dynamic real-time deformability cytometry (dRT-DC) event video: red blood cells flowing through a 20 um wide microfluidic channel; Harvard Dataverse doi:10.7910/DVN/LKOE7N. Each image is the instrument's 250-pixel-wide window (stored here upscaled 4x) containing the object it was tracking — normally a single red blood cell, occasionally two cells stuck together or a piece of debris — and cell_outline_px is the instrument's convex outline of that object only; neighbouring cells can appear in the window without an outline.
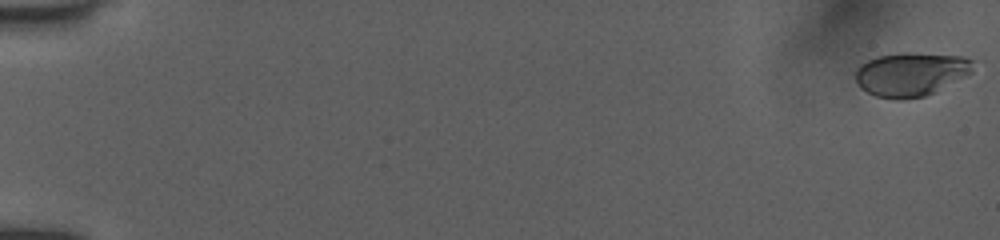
{"species": "human", "species_latin": "Homo sapiens", "temperature_condition": "room temperature", "stored_images_in_passage": 9, "camera_frame_rate_fps": 3000, "um_per_image_px": 0.085, "donor": {"sex": "female"}, "frame": {"image": 1, "passage_image": 1, "time_ms": 0.0, "image_size_px": [1000, 240], "cell_outline_px": [[972, 72], [936, 92], [924, 96], [900, 100], [896, 100], [876, 96], [860, 88], [856, 80], [856, 68], [860, 64], [868, 60], [880, 56], [904, 52], [964, 56], [972, 60]], "centroid_in_image_um": [77.42, 6.31], "position_along_channel_um": 7.6, "area_um2": 29.94}}
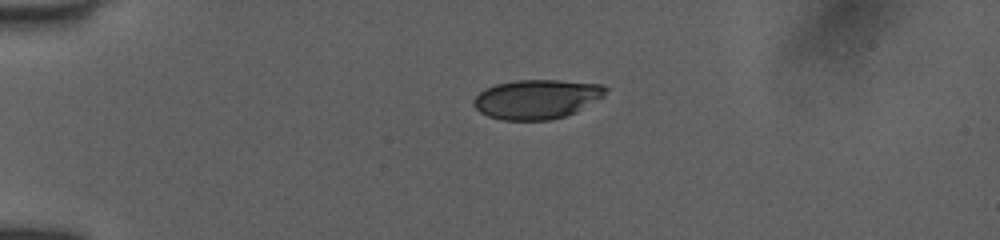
{"frame": {"image": 2, "passage_image": 6, "time_ms": 4.333, "image_size_px": [1000, 240], "cell_outline_px": [[608, 88], [604, 96], [576, 112], [552, 120], [500, 120], [488, 116], [480, 112], [472, 104], [472, 100], [484, 88], [496, 84], [516, 80], [560, 80], [600, 84]], "centroid_in_image_um": [45.6, 8.43], "position_along_channel_um": 39.4, "area_um2": 30.4}}
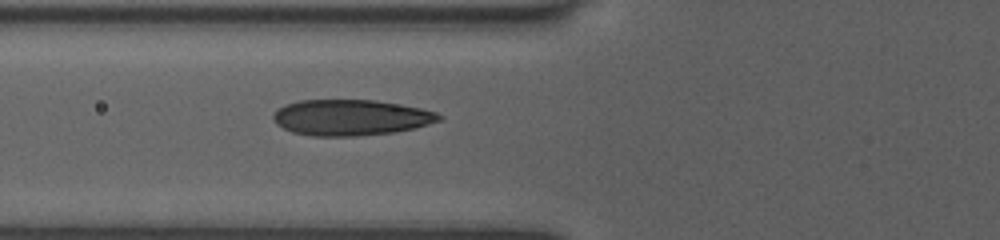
{"frame": {"image": 3, "passage_image": 9, "time_ms": 7.0, "image_size_px": [1000, 240], "cell_outline_px": [[444, 120], [416, 128], [392, 132], [356, 136], [312, 136], [292, 132], [276, 124], [272, 116], [284, 104], [300, 100], [376, 100], [400, 104], [420, 108], [436, 112], [444, 116]], "centroid_in_image_um": [29.86, 9.99], "position_along_channel_um": 95.9, "area_um2": 34.8}}